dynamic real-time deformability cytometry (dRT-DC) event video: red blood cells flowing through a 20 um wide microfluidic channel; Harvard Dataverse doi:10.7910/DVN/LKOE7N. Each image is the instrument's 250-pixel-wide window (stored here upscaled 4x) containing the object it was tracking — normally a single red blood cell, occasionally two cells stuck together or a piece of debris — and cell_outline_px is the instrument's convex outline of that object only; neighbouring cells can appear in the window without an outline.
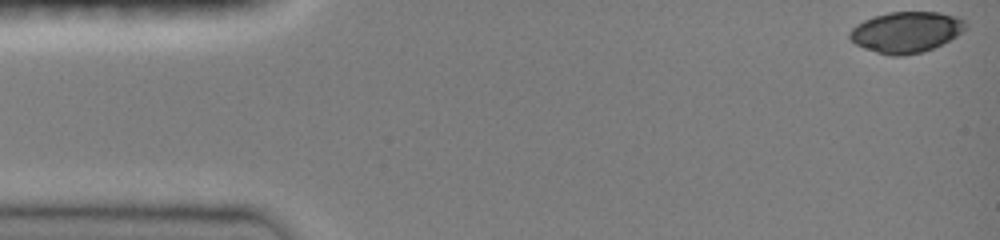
{"species": "common noctule bat (a hibernating species)", "species_latin": "Nyctalus noctula", "temperature_condition": "room temperature", "stored_images_in_passage": 43, "camera_frame_rate_fps": 3000, "um_per_image_px": 0.085, "animal": {"sex": "female", "body_mass_g": 19.0, "forearm_length_mm": 51.5}, "frame": {"image": 1, "passage_image": 1, "time_ms": 0.0, "image_size_px": [1000, 240], "cell_outline_px": [[968, 28], [956, 36], [924, 52], [900, 56], [892, 56], [876, 52], [864, 48], [856, 44], [848, 36], [848, 32], [856, 24], [872, 16], [888, 12], [940, 12], [960, 16], [968, 24]], "centroid_in_image_um": [77.04, 2.71], "position_along_channel_um": 8.0, "area_um2": 27.86}}
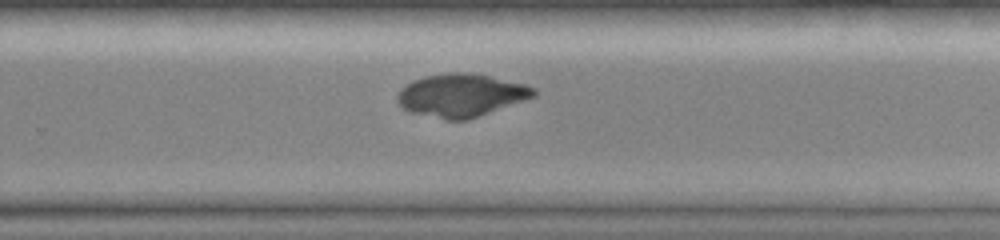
{"frame": {"image": 2, "passage_image": 31, "time_ms": 10.0, "image_size_px": [1000, 240], "cell_outline_px": [[536, 96], [468, 120], [448, 120], [412, 112], [404, 108], [396, 100], [396, 96], [400, 88], [412, 80], [424, 76], [460, 72], [468, 72], [488, 76], [524, 84], [536, 88]], "centroid_in_image_um": [39.19, 8.1], "position_along_channel_um": 290.6, "area_um2": 33.87}}
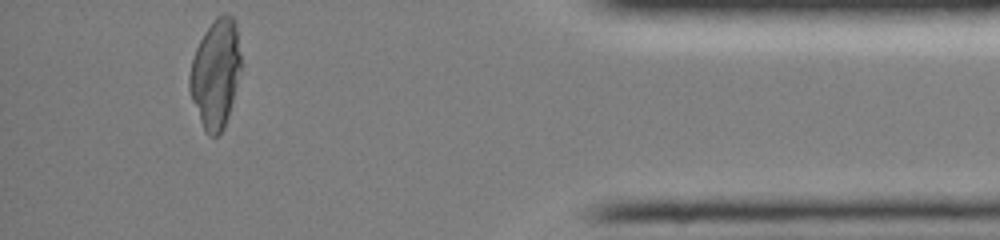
{"frame": {"image": 3, "passage_image": 43, "time_ms": 14.0, "image_size_px": [1000, 240], "cell_outline_px": [[240, 68], [228, 116], [220, 132], [216, 136], [208, 136], [204, 132], [192, 100], [188, 88], [188, 76], [192, 60], [196, 48], [204, 32], [216, 16], [224, 12], [232, 16], [236, 20], [240, 56]], "centroid_in_image_um": [18.3, 6.22], "position_along_channel_um": 416.9, "area_um2": 32.37}}